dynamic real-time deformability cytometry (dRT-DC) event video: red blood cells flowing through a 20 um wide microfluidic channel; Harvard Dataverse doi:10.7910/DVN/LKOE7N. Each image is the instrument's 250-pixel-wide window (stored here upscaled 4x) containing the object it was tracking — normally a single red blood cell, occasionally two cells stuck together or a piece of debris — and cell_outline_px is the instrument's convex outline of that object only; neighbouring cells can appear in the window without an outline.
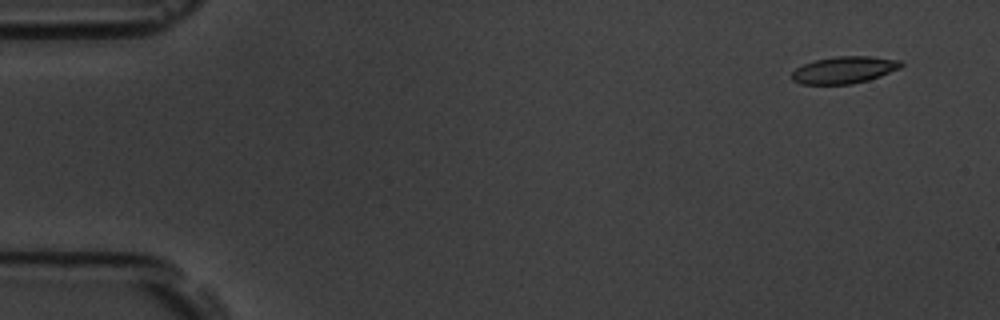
{"species": "common noctule bat (a hibernating species)", "species_latin": "Nyctalus noctula", "temperature_condition": "room temperature", "stored_images_in_passage": 4, "camera_frame_rate_fps": 3000, "um_per_image_px": 0.085, "animal": {"sex": "male", "body_mass_g": 19.5, "forearm_length_mm": 54.6}, "frame": {"image": 1, "passage_image": 1, "time_ms": 0.0, "image_size_px": [1000, 320], "cell_outline_px": [[904, 64], [900, 68], [880, 76], [868, 80], [852, 84], [800, 84], [792, 80], [792, 72], [796, 68], [804, 64], [816, 60], [836, 56], [868, 56], [900, 60]], "centroid_in_image_um": [71.76, 5.94], "position_along_channel_um": 13.2, "area_um2": 17.11}}